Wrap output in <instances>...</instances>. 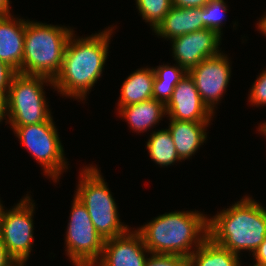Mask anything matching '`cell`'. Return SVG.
Listing matches in <instances>:
<instances>
[{
  "label": "cell",
  "mask_w": 266,
  "mask_h": 266,
  "mask_svg": "<svg viewBox=\"0 0 266 266\" xmlns=\"http://www.w3.org/2000/svg\"><path fill=\"white\" fill-rule=\"evenodd\" d=\"M166 106L169 119L191 122H211L214 115L203 103L191 76L186 75L175 86Z\"/></svg>",
  "instance_id": "cell-12"
},
{
  "label": "cell",
  "mask_w": 266,
  "mask_h": 266,
  "mask_svg": "<svg viewBox=\"0 0 266 266\" xmlns=\"http://www.w3.org/2000/svg\"><path fill=\"white\" fill-rule=\"evenodd\" d=\"M44 83L53 80L44 76L16 73L6 96V116L10 126H25L47 122L52 118L45 98Z\"/></svg>",
  "instance_id": "cell-6"
},
{
  "label": "cell",
  "mask_w": 266,
  "mask_h": 266,
  "mask_svg": "<svg viewBox=\"0 0 266 266\" xmlns=\"http://www.w3.org/2000/svg\"><path fill=\"white\" fill-rule=\"evenodd\" d=\"M31 197L22 198L14 208L3 211L0 220V239L17 263L25 264L33 245V213Z\"/></svg>",
  "instance_id": "cell-9"
},
{
  "label": "cell",
  "mask_w": 266,
  "mask_h": 266,
  "mask_svg": "<svg viewBox=\"0 0 266 266\" xmlns=\"http://www.w3.org/2000/svg\"><path fill=\"white\" fill-rule=\"evenodd\" d=\"M257 25H258L257 27L259 28V31H261V33H263L265 36L266 35V14L263 15V17H261Z\"/></svg>",
  "instance_id": "cell-32"
},
{
  "label": "cell",
  "mask_w": 266,
  "mask_h": 266,
  "mask_svg": "<svg viewBox=\"0 0 266 266\" xmlns=\"http://www.w3.org/2000/svg\"><path fill=\"white\" fill-rule=\"evenodd\" d=\"M10 13V0H0V16L9 15Z\"/></svg>",
  "instance_id": "cell-30"
},
{
  "label": "cell",
  "mask_w": 266,
  "mask_h": 266,
  "mask_svg": "<svg viewBox=\"0 0 266 266\" xmlns=\"http://www.w3.org/2000/svg\"><path fill=\"white\" fill-rule=\"evenodd\" d=\"M16 73L12 67L0 60V93L4 97L7 96L11 80Z\"/></svg>",
  "instance_id": "cell-26"
},
{
  "label": "cell",
  "mask_w": 266,
  "mask_h": 266,
  "mask_svg": "<svg viewBox=\"0 0 266 266\" xmlns=\"http://www.w3.org/2000/svg\"><path fill=\"white\" fill-rule=\"evenodd\" d=\"M172 53L176 63L186 71L202 60L221 53V36L210 29H201L171 39Z\"/></svg>",
  "instance_id": "cell-11"
},
{
  "label": "cell",
  "mask_w": 266,
  "mask_h": 266,
  "mask_svg": "<svg viewBox=\"0 0 266 266\" xmlns=\"http://www.w3.org/2000/svg\"><path fill=\"white\" fill-rule=\"evenodd\" d=\"M209 238L216 244L240 255L252 253L266 238V209L260 203L244 196L229 208L208 219Z\"/></svg>",
  "instance_id": "cell-3"
},
{
  "label": "cell",
  "mask_w": 266,
  "mask_h": 266,
  "mask_svg": "<svg viewBox=\"0 0 266 266\" xmlns=\"http://www.w3.org/2000/svg\"><path fill=\"white\" fill-rule=\"evenodd\" d=\"M209 0H171L172 6L177 8L204 7Z\"/></svg>",
  "instance_id": "cell-27"
},
{
  "label": "cell",
  "mask_w": 266,
  "mask_h": 266,
  "mask_svg": "<svg viewBox=\"0 0 266 266\" xmlns=\"http://www.w3.org/2000/svg\"><path fill=\"white\" fill-rule=\"evenodd\" d=\"M230 60L224 53L202 60L187 73L193 79L203 103L214 113L228 87L231 77Z\"/></svg>",
  "instance_id": "cell-10"
},
{
  "label": "cell",
  "mask_w": 266,
  "mask_h": 266,
  "mask_svg": "<svg viewBox=\"0 0 266 266\" xmlns=\"http://www.w3.org/2000/svg\"><path fill=\"white\" fill-rule=\"evenodd\" d=\"M168 130L180 160L189 159L207 139L206 127L210 122H191L169 119Z\"/></svg>",
  "instance_id": "cell-16"
},
{
  "label": "cell",
  "mask_w": 266,
  "mask_h": 266,
  "mask_svg": "<svg viewBox=\"0 0 266 266\" xmlns=\"http://www.w3.org/2000/svg\"><path fill=\"white\" fill-rule=\"evenodd\" d=\"M227 5L224 0H209L203 7L204 27L217 32L220 36Z\"/></svg>",
  "instance_id": "cell-23"
},
{
  "label": "cell",
  "mask_w": 266,
  "mask_h": 266,
  "mask_svg": "<svg viewBox=\"0 0 266 266\" xmlns=\"http://www.w3.org/2000/svg\"><path fill=\"white\" fill-rule=\"evenodd\" d=\"M70 212L66 254L74 266H93L102 255L105 240L96 231L87 208L75 195Z\"/></svg>",
  "instance_id": "cell-8"
},
{
  "label": "cell",
  "mask_w": 266,
  "mask_h": 266,
  "mask_svg": "<svg viewBox=\"0 0 266 266\" xmlns=\"http://www.w3.org/2000/svg\"><path fill=\"white\" fill-rule=\"evenodd\" d=\"M249 101L253 106L266 105V69L255 80L250 90Z\"/></svg>",
  "instance_id": "cell-25"
},
{
  "label": "cell",
  "mask_w": 266,
  "mask_h": 266,
  "mask_svg": "<svg viewBox=\"0 0 266 266\" xmlns=\"http://www.w3.org/2000/svg\"><path fill=\"white\" fill-rule=\"evenodd\" d=\"M108 28L81 39L71 34L53 89L62 96L85 100L103 73L114 27Z\"/></svg>",
  "instance_id": "cell-1"
},
{
  "label": "cell",
  "mask_w": 266,
  "mask_h": 266,
  "mask_svg": "<svg viewBox=\"0 0 266 266\" xmlns=\"http://www.w3.org/2000/svg\"><path fill=\"white\" fill-rule=\"evenodd\" d=\"M144 266H187L188 258L178 255L150 254Z\"/></svg>",
  "instance_id": "cell-24"
},
{
  "label": "cell",
  "mask_w": 266,
  "mask_h": 266,
  "mask_svg": "<svg viewBox=\"0 0 266 266\" xmlns=\"http://www.w3.org/2000/svg\"><path fill=\"white\" fill-rule=\"evenodd\" d=\"M150 252L137 230L105 239L102 255L93 266H144Z\"/></svg>",
  "instance_id": "cell-13"
},
{
  "label": "cell",
  "mask_w": 266,
  "mask_h": 266,
  "mask_svg": "<svg viewBox=\"0 0 266 266\" xmlns=\"http://www.w3.org/2000/svg\"><path fill=\"white\" fill-rule=\"evenodd\" d=\"M11 128L20 143L31 152L37 163L39 162L43 166V173L50 176L53 182L59 181L63 169H68V162L64 158V149L53 117L47 122L12 126Z\"/></svg>",
  "instance_id": "cell-7"
},
{
  "label": "cell",
  "mask_w": 266,
  "mask_h": 266,
  "mask_svg": "<svg viewBox=\"0 0 266 266\" xmlns=\"http://www.w3.org/2000/svg\"><path fill=\"white\" fill-rule=\"evenodd\" d=\"M204 27L203 7L177 8L172 6L167 15L153 30L155 35L171 40Z\"/></svg>",
  "instance_id": "cell-15"
},
{
  "label": "cell",
  "mask_w": 266,
  "mask_h": 266,
  "mask_svg": "<svg viewBox=\"0 0 266 266\" xmlns=\"http://www.w3.org/2000/svg\"><path fill=\"white\" fill-rule=\"evenodd\" d=\"M80 175L75 196L87 208L96 231L104 240L126 233L129 226L120 221L115 199L98 168L86 166Z\"/></svg>",
  "instance_id": "cell-5"
},
{
  "label": "cell",
  "mask_w": 266,
  "mask_h": 266,
  "mask_svg": "<svg viewBox=\"0 0 266 266\" xmlns=\"http://www.w3.org/2000/svg\"><path fill=\"white\" fill-rule=\"evenodd\" d=\"M15 266H24L22 263H17Z\"/></svg>",
  "instance_id": "cell-35"
},
{
  "label": "cell",
  "mask_w": 266,
  "mask_h": 266,
  "mask_svg": "<svg viewBox=\"0 0 266 266\" xmlns=\"http://www.w3.org/2000/svg\"><path fill=\"white\" fill-rule=\"evenodd\" d=\"M17 262L10 255L4 243L0 239V266H15Z\"/></svg>",
  "instance_id": "cell-28"
},
{
  "label": "cell",
  "mask_w": 266,
  "mask_h": 266,
  "mask_svg": "<svg viewBox=\"0 0 266 266\" xmlns=\"http://www.w3.org/2000/svg\"><path fill=\"white\" fill-rule=\"evenodd\" d=\"M153 69L155 72L153 98L166 105L172 97L175 86L186 75L187 71L178 64H174V66L163 64Z\"/></svg>",
  "instance_id": "cell-21"
},
{
  "label": "cell",
  "mask_w": 266,
  "mask_h": 266,
  "mask_svg": "<svg viewBox=\"0 0 266 266\" xmlns=\"http://www.w3.org/2000/svg\"><path fill=\"white\" fill-rule=\"evenodd\" d=\"M252 255L256 261L255 264L266 266V238Z\"/></svg>",
  "instance_id": "cell-29"
},
{
  "label": "cell",
  "mask_w": 266,
  "mask_h": 266,
  "mask_svg": "<svg viewBox=\"0 0 266 266\" xmlns=\"http://www.w3.org/2000/svg\"><path fill=\"white\" fill-rule=\"evenodd\" d=\"M118 112L121 117L126 119L129 127L138 133H144L158 124L164 115H167L165 104L154 98L138 104L119 107Z\"/></svg>",
  "instance_id": "cell-17"
},
{
  "label": "cell",
  "mask_w": 266,
  "mask_h": 266,
  "mask_svg": "<svg viewBox=\"0 0 266 266\" xmlns=\"http://www.w3.org/2000/svg\"><path fill=\"white\" fill-rule=\"evenodd\" d=\"M4 206L3 204L0 202V220H1V217H2V214H3V211H4Z\"/></svg>",
  "instance_id": "cell-34"
},
{
  "label": "cell",
  "mask_w": 266,
  "mask_h": 266,
  "mask_svg": "<svg viewBox=\"0 0 266 266\" xmlns=\"http://www.w3.org/2000/svg\"><path fill=\"white\" fill-rule=\"evenodd\" d=\"M73 32L70 27L26 20L21 74L54 80L62 67L65 49Z\"/></svg>",
  "instance_id": "cell-4"
},
{
  "label": "cell",
  "mask_w": 266,
  "mask_h": 266,
  "mask_svg": "<svg viewBox=\"0 0 266 266\" xmlns=\"http://www.w3.org/2000/svg\"><path fill=\"white\" fill-rule=\"evenodd\" d=\"M146 149L152 161L161 167L181 161L168 128L152 132L146 143Z\"/></svg>",
  "instance_id": "cell-20"
},
{
  "label": "cell",
  "mask_w": 266,
  "mask_h": 266,
  "mask_svg": "<svg viewBox=\"0 0 266 266\" xmlns=\"http://www.w3.org/2000/svg\"><path fill=\"white\" fill-rule=\"evenodd\" d=\"M137 231L150 254L186 258L195 251L192 249H197L209 237L208 218L199 211L165 213L137 228Z\"/></svg>",
  "instance_id": "cell-2"
},
{
  "label": "cell",
  "mask_w": 266,
  "mask_h": 266,
  "mask_svg": "<svg viewBox=\"0 0 266 266\" xmlns=\"http://www.w3.org/2000/svg\"><path fill=\"white\" fill-rule=\"evenodd\" d=\"M258 129V131H260L263 135H266V122L261 123Z\"/></svg>",
  "instance_id": "cell-33"
},
{
  "label": "cell",
  "mask_w": 266,
  "mask_h": 266,
  "mask_svg": "<svg viewBox=\"0 0 266 266\" xmlns=\"http://www.w3.org/2000/svg\"><path fill=\"white\" fill-rule=\"evenodd\" d=\"M25 29V19L13 18L11 14L0 16V60L18 73H21Z\"/></svg>",
  "instance_id": "cell-14"
},
{
  "label": "cell",
  "mask_w": 266,
  "mask_h": 266,
  "mask_svg": "<svg viewBox=\"0 0 266 266\" xmlns=\"http://www.w3.org/2000/svg\"><path fill=\"white\" fill-rule=\"evenodd\" d=\"M155 72L153 68L135 70L124 80L118 107L138 104L153 98Z\"/></svg>",
  "instance_id": "cell-18"
},
{
  "label": "cell",
  "mask_w": 266,
  "mask_h": 266,
  "mask_svg": "<svg viewBox=\"0 0 266 266\" xmlns=\"http://www.w3.org/2000/svg\"><path fill=\"white\" fill-rule=\"evenodd\" d=\"M142 18L154 30L172 7L171 0H135Z\"/></svg>",
  "instance_id": "cell-22"
},
{
  "label": "cell",
  "mask_w": 266,
  "mask_h": 266,
  "mask_svg": "<svg viewBox=\"0 0 266 266\" xmlns=\"http://www.w3.org/2000/svg\"><path fill=\"white\" fill-rule=\"evenodd\" d=\"M6 116V97L0 93V122L5 119Z\"/></svg>",
  "instance_id": "cell-31"
},
{
  "label": "cell",
  "mask_w": 266,
  "mask_h": 266,
  "mask_svg": "<svg viewBox=\"0 0 266 266\" xmlns=\"http://www.w3.org/2000/svg\"><path fill=\"white\" fill-rule=\"evenodd\" d=\"M239 255L207 238L188 258L190 266H241Z\"/></svg>",
  "instance_id": "cell-19"
}]
</instances>
